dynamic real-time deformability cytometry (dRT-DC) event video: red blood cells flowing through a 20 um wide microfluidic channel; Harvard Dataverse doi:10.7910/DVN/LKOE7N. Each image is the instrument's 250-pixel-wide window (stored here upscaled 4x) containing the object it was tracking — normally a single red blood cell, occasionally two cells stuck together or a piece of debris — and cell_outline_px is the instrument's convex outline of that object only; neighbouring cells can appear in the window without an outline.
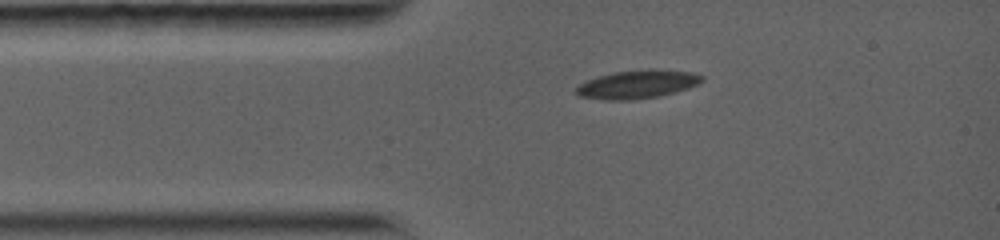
{"species": "common noctule bat (a hibernating species)", "species_latin": "Nyctalus noctula", "temperature_condition": "warm", "stored_images_in_passage": 6, "camera_frame_rate_fps": 5000, "um_per_image_px": 0.085, "animal": {"sex": "female", "body_mass_g": 19.0, "forearm_length_mm": 56.7}, "frame": {"image": 1, "passage_image": 1, "time_ms": 0.0, "image_size_px": [1000, 240], "cell_outline_px": [[704, 80], [688, 88], [660, 96], [632, 100], [604, 100], [580, 96], [572, 92], [580, 84], [596, 76], [612, 72], [648, 68], [652, 68], [692, 72], [704, 76]], "centroid_in_image_um": [54.16, 7.15], "position_along_channel_um": 30.8, "area_um2": 21.1}}
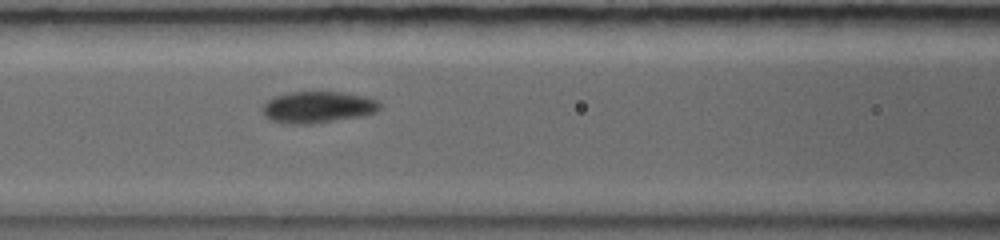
{"frame": {"image": 2, "passage_image": 5, "time_ms": 3.2, "image_size_px": [1000, 240], "cell_outline_px": [[380, 108], [376, 112], [360, 116], [312, 124], [288, 124], [272, 120], [264, 116], [264, 104], [268, 100], [276, 96], [292, 92], [340, 92], [364, 96], [376, 100], [380, 104]], "centroid_in_image_um": [27.02, 9.11], "position_along_channel_um": 139.6, "area_um2": 21.27}}
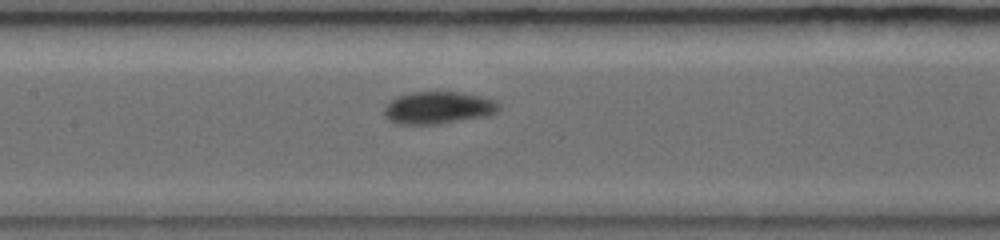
{"frame": {"image": 3, "passage_image": 6, "time_ms": 4.0, "image_size_px": [1000, 240], "cell_outline_px": [[500, 108], [496, 112], [488, 116], [440, 124], [396, 124], [388, 120], [384, 116], [384, 108], [396, 96], [412, 92], [460, 92], [480, 96], [496, 100], [500, 104]], "centroid_in_image_um": [37.26, 9.17], "position_along_channel_um": 170.1, "area_um2": 21.79}}